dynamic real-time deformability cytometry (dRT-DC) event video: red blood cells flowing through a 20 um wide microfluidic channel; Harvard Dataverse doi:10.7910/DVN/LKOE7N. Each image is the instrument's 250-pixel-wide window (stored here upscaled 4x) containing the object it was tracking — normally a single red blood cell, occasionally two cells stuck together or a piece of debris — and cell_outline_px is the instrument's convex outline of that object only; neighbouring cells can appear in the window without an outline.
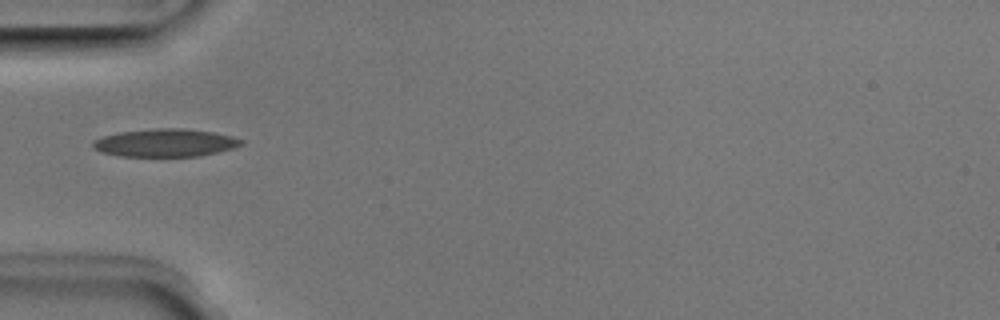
{"species": "Egyptian fruit bat (a non-hibernating species)", "species_latin": "Rousettus aegyptiacus", "temperature_condition": "room temperature", "stored_images_in_passage": 19, "camera_frame_rate_fps": 3000, "um_per_image_px": 0.085, "animal": {"sex": "male"}, "frame": {"image": 1, "passage_image": 1, "time_ms": 0.0, "image_size_px": [1000, 320], "cell_outline_px": [[244, 144], [232, 148], [200, 156], [120, 156], [100, 152], [92, 148], [92, 144], [96, 140], [104, 136], [120, 132], [152, 128], [184, 128], [212, 132], [232, 136], [244, 140]], "centroid_in_image_um": [14.05, 12.13], "position_along_channel_um": 70.9, "area_um2": 24.04}}
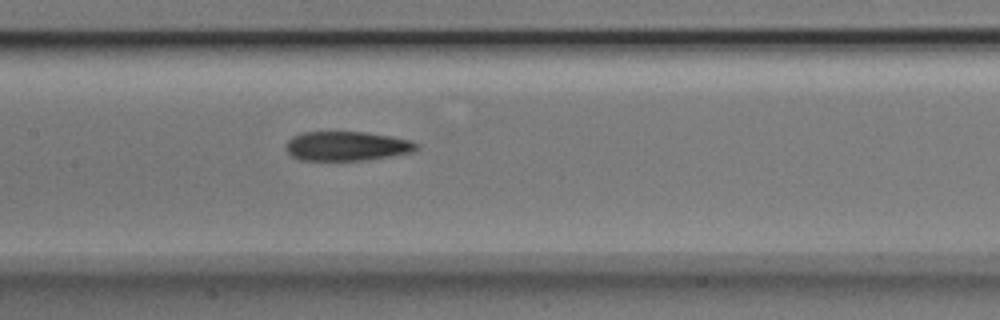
{"frame": {"image": 2, "passage_image": 9, "time_ms": 2.667, "image_size_px": [1000, 320], "cell_outline_px": [[420, 148], [412, 152], [392, 156], [368, 160], [300, 160], [292, 156], [284, 148], [284, 144], [292, 136], [300, 132], [364, 132], [392, 136], [408, 140], [420, 144]], "centroid_in_image_um": [29.47, 12.42], "position_along_channel_um": 177.9, "area_um2": 22.6}}
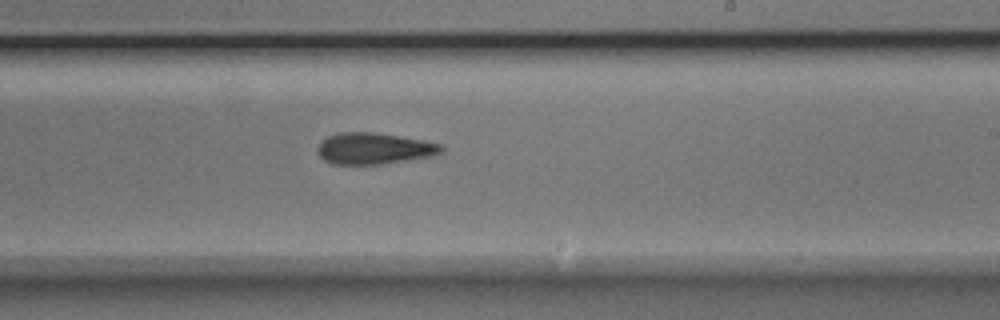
{"frame": {"image": 3, "passage_image": 15, "time_ms": 4.667, "image_size_px": [1000, 320], "cell_outline_px": [[444, 152], [436, 156], [384, 164], [332, 164], [324, 160], [320, 156], [316, 148], [320, 140], [328, 136], [340, 132], [376, 132], [420, 140], [440, 144], [444, 148]], "centroid_in_image_um": [31.79, 12.63], "position_along_channel_um": 257.2, "area_um2": 22.89}}